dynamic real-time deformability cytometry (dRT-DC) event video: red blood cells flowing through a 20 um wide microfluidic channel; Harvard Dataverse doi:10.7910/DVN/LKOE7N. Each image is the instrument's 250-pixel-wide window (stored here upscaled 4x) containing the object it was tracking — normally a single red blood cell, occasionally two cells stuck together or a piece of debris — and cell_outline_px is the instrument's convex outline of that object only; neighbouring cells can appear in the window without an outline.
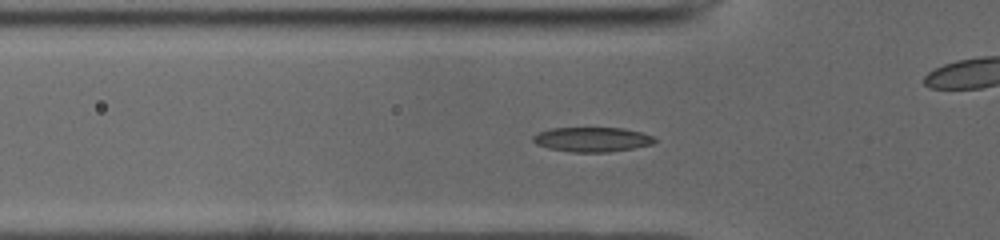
{"species": "common noctule bat (a hibernating species)", "species_latin": "Nyctalus noctula", "temperature_condition": "cold", "stored_images_in_passage": 44, "camera_frame_rate_fps": 3000, "um_per_image_px": 0.085, "animal": {"sex": "male", "body_mass_g": 19.0, "forearm_length_mm": 50.8}, "frame": {"image": 1, "passage_image": 9, "time_ms": 2.667, "image_size_px": [1000, 240], "cell_outline_px": [[656, 140], [652, 144], [632, 148], [608, 152], [572, 152], [548, 148], [536, 144], [532, 140], [532, 136], [536, 132], [552, 128], [624, 128], [640, 132], [652, 136]], "centroid_in_image_um": [50.28, 11.85], "position_along_channel_um": 75.5, "area_um2": 17.4}}
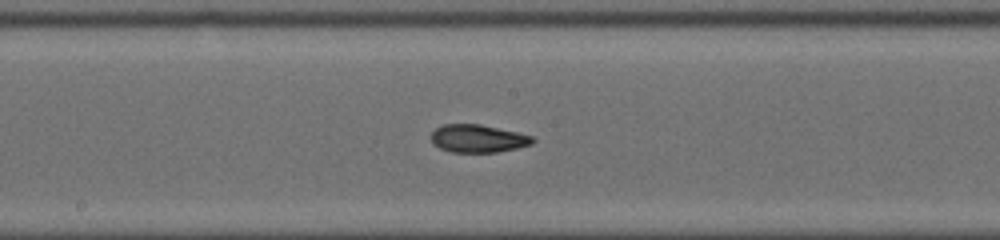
{"frame": {"image": 2, "passage_image": 19, "time_ms": 6.0, "image_size_px": [1000, 240], "cell_outline_px": [[536, 140], [532, 144], [516, 148], [496, 152], [452, 152], [440, 148], [432, 140], [432, 132], [436, 128], [444, 124], [480, 124], [516, 132], [532, 136]], "centroid_in_image_um": [40.64, 11.77], "position_along_channel_um": 207.6, "area_um2": 16.24}}
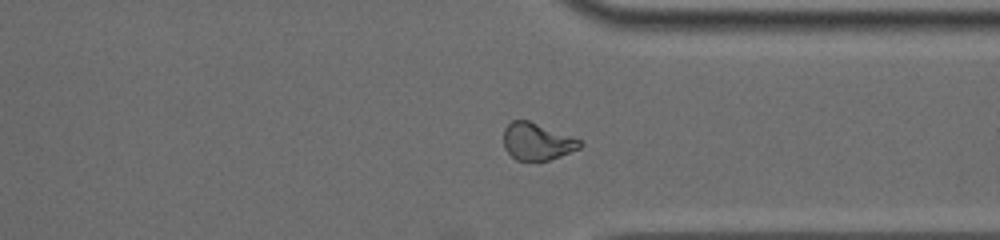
{"frame": {"image": 3, "passage_image": 31, "time_ms": 10.0, "image_size_px": [1000, 240], "cell_outline_px": [[584, 144], [580, 148], [560, 156], [548, 160], [516, 160], [504, 148], [504, 128], [512, 120], [528, 120], [580, 140]], "centroid_in_image_um": [45.63, 12.03], "position_along_channel_um": 365.8, "area_um2": 16.24}, "authors_computed_cell_mechanics": {"area_um2": 16.9354, "velocity_mm_per_s": 3.9577, "shape_relaxation_time_tau1_ms": 7.2694, "shape_relaxation_time_tau2_ms": 2.7376, "deformation_change_tau1": 0.2013, "deformation_change_tau2": 0.0675}}